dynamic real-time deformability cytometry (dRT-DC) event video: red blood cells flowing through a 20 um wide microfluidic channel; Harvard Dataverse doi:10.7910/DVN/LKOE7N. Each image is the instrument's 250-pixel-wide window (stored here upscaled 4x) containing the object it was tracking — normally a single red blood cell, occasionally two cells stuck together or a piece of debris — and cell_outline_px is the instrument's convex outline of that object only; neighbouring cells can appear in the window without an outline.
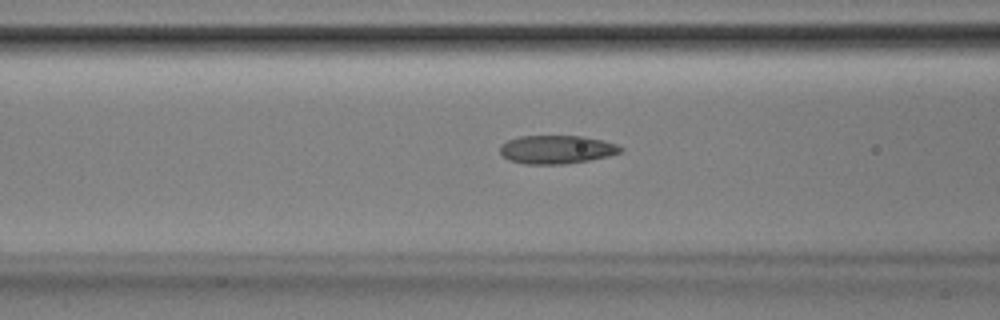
{"species": "Egyptian fruit bat (a non-hibernating species)", "species_latin": "Rousettus aegyptiacus", "temperature_condition": "room temperature", "stored_images_in_passage": 52, "camera_frame_rate_fps": 3000, "um_per_image_px": 0.085, "animal": {"sex": "male"}, "frame": {"image": 1, "passage_image": 21, "time_ms": 6.667, "image_size_px": [1000, 320], "cell_outline_px": [[624, 148], [620, 152], [608, 156], [588, 160], [564, 164], [524, 164], [508, 160], [500, 152], [500, 144], [508, 140], [520, 136], [584, 136], [616, 144]], "centroid_in_image_um": [47.28, 12.71], "position_along_channel_um": 119.3, "area_um2": 19.88}}
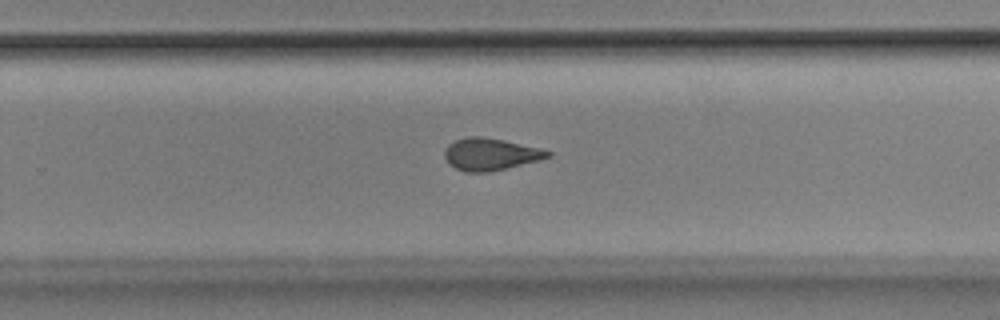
{"frame": {"image": 2, "passage_image": 34, "time_ms": 11.0, "image_size_px": [1000, 320], "cell_outline_px": [[552, 156], [488, 172], [464, 172], [448, 164], [444, 156], [444, 152], [448, 144], [456, 140], [468, 136], [480, 136], [504, 140], [540, 148], [552, 152]], "centroid_in_image_um": [41.64, 13.1], "position_along_channel_um": 288.2, "area_um2": 19.07}}
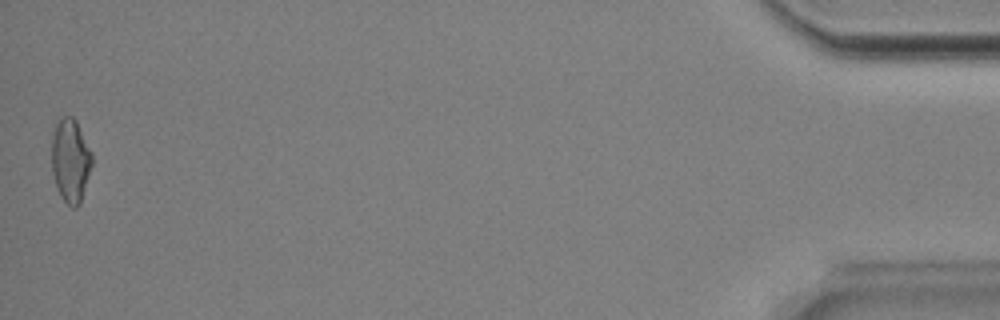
{"frame": {"image": 3, "passage_image": 52, "time_ms": 17.0, "image_size_px": [1000, 320], "cell_outline_px": [[92, 164], [80, 204], [76, 208], [72, 208], [64, 200], [56, 184], [52, 172], [52, 136], [56, 124], [60, 116], [72, 116], [76, 120], [92, 152]], "centroid_in_image_um": [6.0, 13.61], "position_along_channel_um": 429.2, "area_um2": 19.54}, "authors_computed_cell_mechanics": {"area_um2": 19.5364, "velocity_mm_per_s": 3.9022, "shape_relaxation_time_tau1_ms": 8.5865, "shape_relaxation_time_tau2_ms": 2.0215, "deformation_change_tau1": 0.1967, "deformation_change_tau2": 0.0972}}